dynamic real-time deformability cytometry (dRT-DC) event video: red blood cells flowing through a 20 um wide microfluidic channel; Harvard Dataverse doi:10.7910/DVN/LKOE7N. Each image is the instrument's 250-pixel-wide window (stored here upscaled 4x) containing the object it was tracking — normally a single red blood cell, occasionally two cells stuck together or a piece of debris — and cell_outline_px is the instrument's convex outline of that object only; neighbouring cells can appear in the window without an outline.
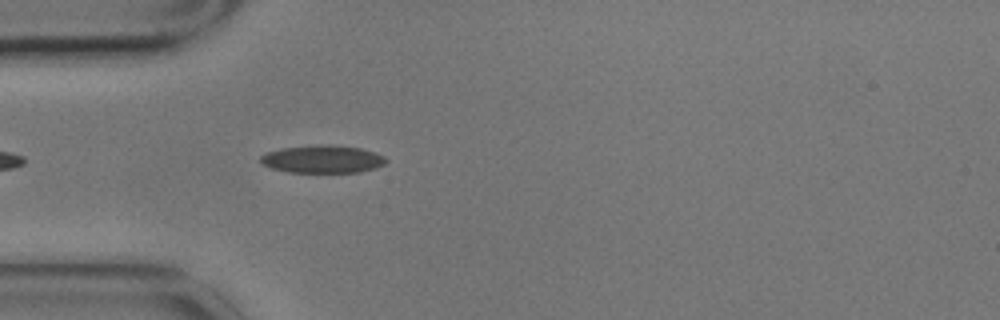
{"species": "common noctule bat (a hibernating species)", "species_latin": "Nyctalus noctula", "temperature_condition": "cold", "stored_images_in_passage": 5, "camera_frame_rate_fps": 3000, "um_per_image_px": 0.085, "animal": {"sex": "male", "body_mass_g": 17.9}, "frame": {"image": 1, "passage_image": 5, "time_ms": 1.333, "image_size_px": [1000, 320], "cell_outline_px": [[388, 160], [384, 164], [376, 168], [360, 172], [288, 172], [272, 168], [260, 164], [260, 156], [264, 152], [284, 148], [328, 144], [332, 144], [360, 148], [376, 152], [384, 156]], "centroid_in_image_um": [27.42, 13.53], "position_along_channel_um": 57.6, "area_um2": 20.4}}